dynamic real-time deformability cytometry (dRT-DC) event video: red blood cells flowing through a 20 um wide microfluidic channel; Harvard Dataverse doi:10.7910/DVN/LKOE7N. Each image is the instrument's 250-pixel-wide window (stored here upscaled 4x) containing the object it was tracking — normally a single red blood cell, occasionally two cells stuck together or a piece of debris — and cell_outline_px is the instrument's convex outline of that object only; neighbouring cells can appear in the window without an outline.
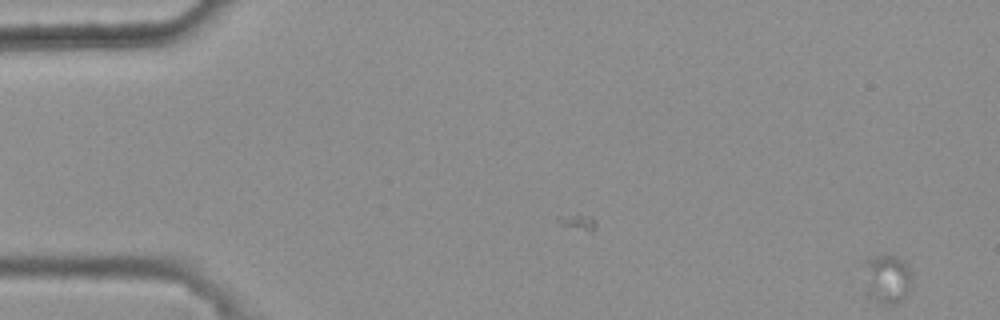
{"species": "common noctule bat (a hibernating species)", "species_latin": "Nyctalus noctula", "temperature_condition": "warm", "stored_images_in_passage": 7, "camera_frame_rate_fps": 3000, "um_per_image_px": 0.085, "animal": {"sex": "female", "body_mass_g": 25.1}, "frame": {"image": 1, "passage_image": 7, "time_ms": 2.0, "image_size_px": [1000, 320], "cell_outline_px": [[912, 288], [896, 304], [888, 304], [876, 300], [868, 296], [864, 264], [864, 260], [872, 256], [896, 256], [904, 260], [908, 268]], "centroid_in_image_um": [75.4, 23.69], "position_along_channel_um": 9.6, "area_um2": 13.41}}